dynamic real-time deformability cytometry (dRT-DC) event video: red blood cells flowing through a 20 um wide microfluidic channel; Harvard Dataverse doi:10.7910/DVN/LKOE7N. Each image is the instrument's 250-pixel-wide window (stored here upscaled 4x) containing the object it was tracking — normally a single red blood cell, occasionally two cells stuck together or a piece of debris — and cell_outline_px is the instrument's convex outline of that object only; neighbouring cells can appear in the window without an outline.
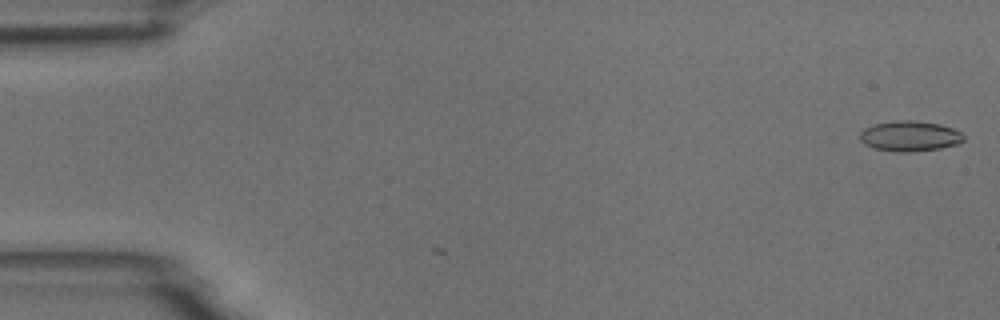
{"species": "common noctule bat (a hibernating species)", "species_latin": "Nyctalus noctula", "temperature_condition": "room temperature", "stored_images_in_passage": 2, "camera_frame_rate_fps": 3000, "um_per_image_px": 0.085, "animal": {"sex": "male", "body_mass_g": 18.8}, "frame": {"image": 1, "passage_image": 1, "time_ms": 0.0, "image_size_px": [1000, 320], "cell_outline_px": [[964, 140], [956, 144], [940, 148], [912, 152], [896, 152], [876, 148], [864, 144], [860, 140], [860, 132], [864, 128], [876, 124], [900, 120], [912, 120], [940, 124], [952, 128], [960, 132], [964, 136]], "centroid_in_image_um": [77.33, 11.57], "position_along_channel_um": 7.7, "area_um2": 18.21}}